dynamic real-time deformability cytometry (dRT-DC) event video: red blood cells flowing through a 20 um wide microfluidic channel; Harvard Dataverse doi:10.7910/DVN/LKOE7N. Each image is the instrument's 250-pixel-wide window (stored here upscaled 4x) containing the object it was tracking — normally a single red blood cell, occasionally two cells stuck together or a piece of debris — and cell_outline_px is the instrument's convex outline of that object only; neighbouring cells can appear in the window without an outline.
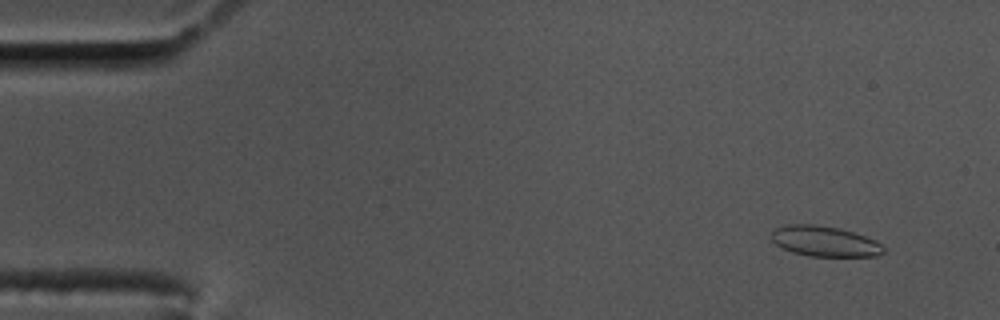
{"species": "common noctule bat (a hibernating species)", "species_latin": "Nyctalus noctula", "temperature_condition": "cold", "stored_images_in_passage": 58, "camera_frame_rate_fps": 3000, "um_per_image_px": 0.085, "animal": {"sex": "male", "body_mass_g": 17.5, "forearm_length_mm": 52.3}, "frame": {"image": 1, "passage_image": 5, "time_ms": 1.333, "image_size_px": [1000, 320], "cell_outline_px": [[884, 252], [876, 256], [808, 256], [792, 252], [776, 244], [772, 240], [772, 232], [776, 228], [788, 224], [816, 224], [840, 228], [876, 240], [884, 248]], "centroid_in_image_um": [70.09, 20.5], "position_along_channel_um": 14.9, "area_um2": 19.77}}
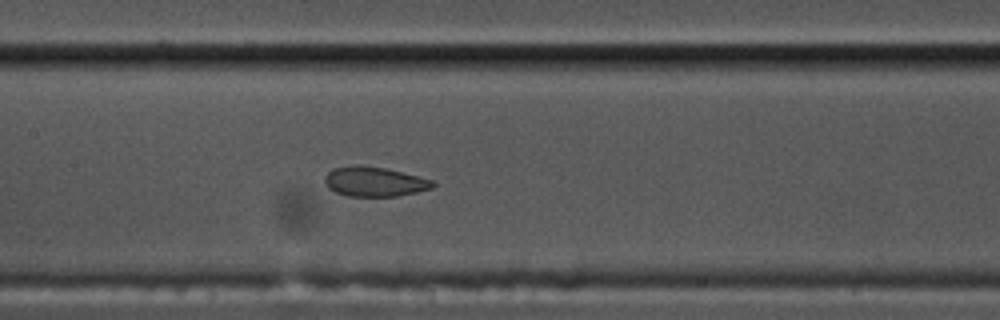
{"frame": {"image": 2, "passage_image": 28, "time_ms": 9.0, "image_size_px": [1000, 320], "cell_outline_px": [[436, 184], [432, 188], [416, 192], [396, 196], [348, 196], [336, 192], [328, 188], [324, 180], [324, 176], [332, 168], [384, 168], [432, 180]], "centroid_in_image_um": [31.84, 15.49], "position_along_channel_um": 175.6, "area_um2": 17.8}}
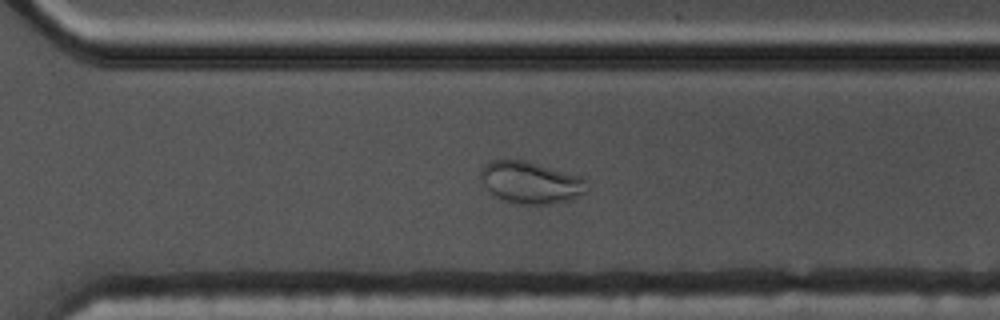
{"frame": {"image": 3, "passage_image": 41, "time_ms": 13.333, "image_size_px": [1000, 320], "cell_outline_px": [[592, 188], [588, 192], [568, 200], [548, 204], [520, 204], [504, 200], [492, 196], [484, 184], [480, 176], [480, 172], [492, 160], [524, 160], [584, 176]], "centroid_in_image_um": [45.19, 15.52], "position_along_channel_um": 325.4, "area_um2": 26.24}}